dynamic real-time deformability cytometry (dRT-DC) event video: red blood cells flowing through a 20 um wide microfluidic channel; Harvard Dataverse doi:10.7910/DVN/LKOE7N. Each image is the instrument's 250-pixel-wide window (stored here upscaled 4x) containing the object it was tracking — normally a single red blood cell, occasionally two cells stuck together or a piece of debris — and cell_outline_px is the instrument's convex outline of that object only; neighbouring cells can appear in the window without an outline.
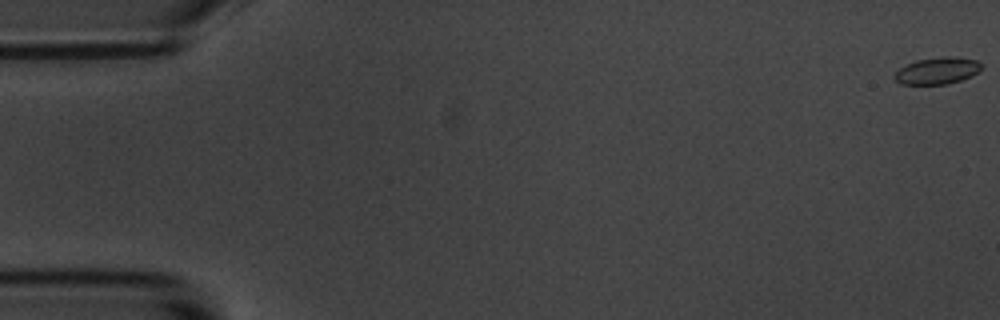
{"species": "common noctule bat (a hibernating species)", "species_latin": "Nyctalus noctula", "temperature_condition": "room temperature", "stored_images_in_passage": 5, "camera_frame_rate_fps": 3000, "um_per_image_px": 0.085, "animal": {"sex": "male", "body_mass_g": 20.1, "forearm_length_mm": 53.5}, "frame": {"image": 1, "passage_image": 1, "time_ms": 0.0, "image_size_px": [1000, 320], "cell_outline_px": [[980, 68], [972, 76], [948, 84], [900, 84], [892, 76], [900, 68], [916, 60], [976, 60], [980, 64]], "centroid_in_image_um": [79.57, 6.09], "position_along_channel_um": 5.4, "area_um2": 12.43}}
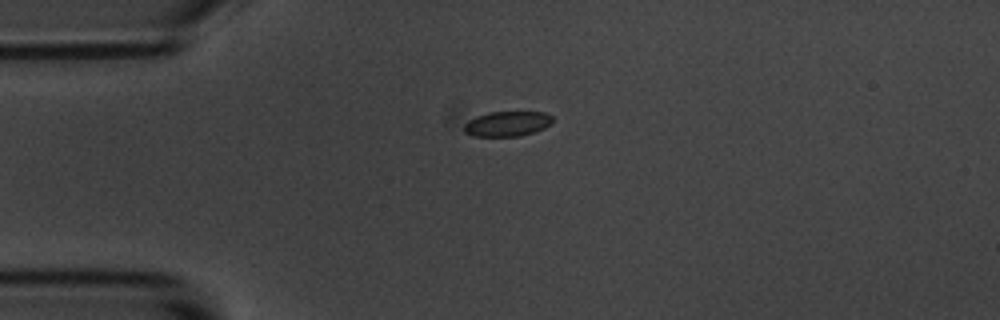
{"frame": {"image": 2, "passage_image": 5, "time_ms": 4.667, "image_size_px": [1000, 320], "cell_outline_px": [[552, 124], [544, 128], [520, 136], [472, 136], [464, 132], [464, 124], [468, 120], [476, 116], [488, 112], [544, 112], [552, 116]], "centroid_in_image_um": [43.09, 10.52], "position_along_channel_um": 41.9, "area_um2": 12.95}}